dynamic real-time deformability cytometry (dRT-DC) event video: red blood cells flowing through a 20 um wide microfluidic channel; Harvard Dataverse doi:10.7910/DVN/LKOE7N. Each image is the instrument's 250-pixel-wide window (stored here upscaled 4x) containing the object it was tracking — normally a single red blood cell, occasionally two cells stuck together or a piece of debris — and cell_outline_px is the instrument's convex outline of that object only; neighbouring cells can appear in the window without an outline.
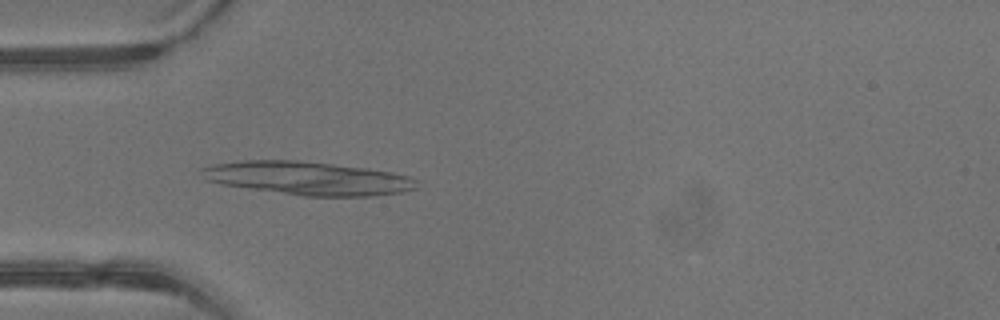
{"species": "common noctule bat (a hibernating species)", "species_latin": "Nyctalus noctula", "temperature_condition": "warm", "stored_images_in_passage": 31, "camera_frame_rate_fps": 3000, "um_per_image_px": 0.085, "animal": {"sex": "male", "body_mass_g": 13.3}, "frame": {"image": 1, "passage_image": 3, "time_ms": 0.667, "image_size_px": [1000, 320], "cell_outline_px": [[416, 188], [400, 192], [372, 196], [300, 196], [220, 184], [204, 180], [200, 168], [212, 164], [240, 160], [296, 160], [368, 168], [392, 172], [408, 176], [416, 180]], "centroid_in_image_um": [26.1, 15.15], "position_along_channel_um": 58.9, "area_um2": 41.96}}
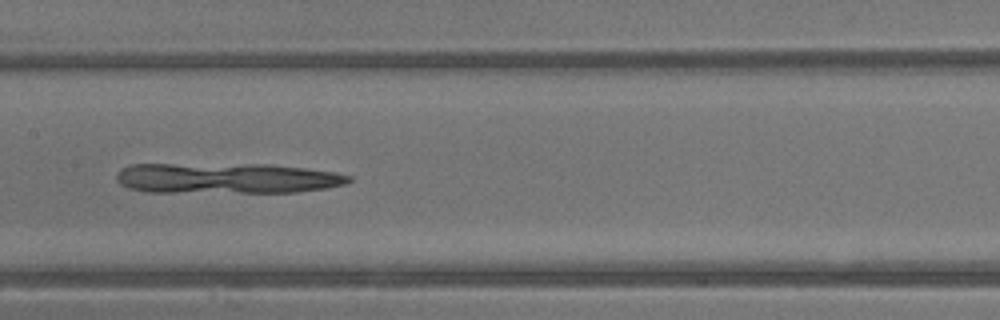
{"frame": {"image": 2, "passage_image": 11, "time_ms": 3.333, "image_size_px": [1000, 320], "cell_outline_px": [[352, 180], [344, 184], [324, 188], [296, 192], [148, 192], [128, 188], [120, 184], [116, 180], [116, 172], [120, 168], [128, 164], [268, 164], [304, 168], [336, 172], [352, 176]], "centroid_in_image_um": [19.21, 15.14], "position_along_channel_um": 188.2, "area_um2": 41.62}}
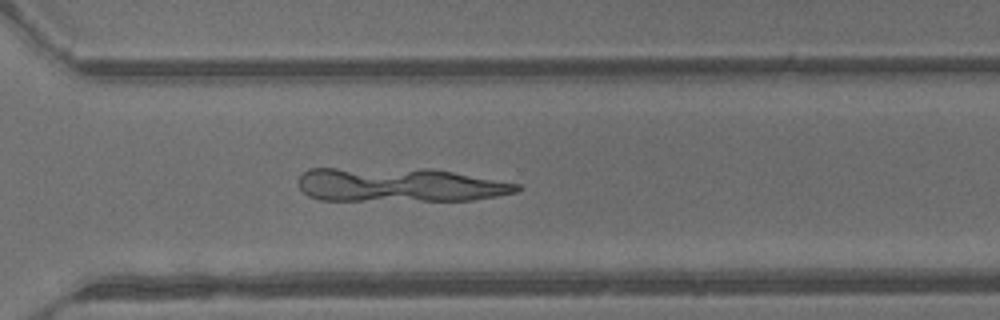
{"frame": {"image": 3, "passage_image": 20, "time_ms": 6.333, "image_size_px": [1000, 320], "cell_outline_px": [[524, 188], [516, 192], [496, 196], [472, 200], [320, 200], [308, 196], [300, 188], [300, 176], [308, 168], [432, 168], [520, 184]], "centroid_in_image_um": [33.97, 15.7], "position_along_channel_um": 336.6, "area_um2": 43.52}}